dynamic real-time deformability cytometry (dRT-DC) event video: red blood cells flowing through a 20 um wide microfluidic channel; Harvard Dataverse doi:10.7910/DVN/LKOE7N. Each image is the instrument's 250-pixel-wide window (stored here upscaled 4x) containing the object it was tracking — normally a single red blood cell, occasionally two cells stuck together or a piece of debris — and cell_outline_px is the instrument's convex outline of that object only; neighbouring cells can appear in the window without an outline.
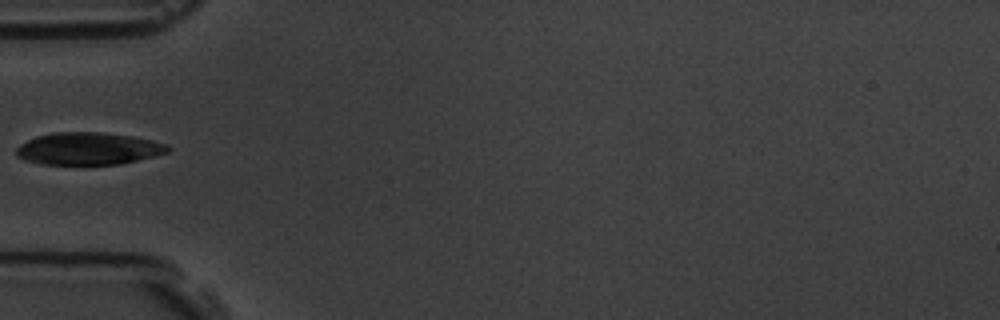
{"species": "common noctule bat (a hibernating species)", "species_latin": "Nyctalus noctula", "temperature_condition": "room temperature", "stored_images_in_passage": 4, "camera_frame_rate_fps": 3000, "um_per_image_px": 0.085, "animal": {"sex": "male", "body_mass_g": 19.5, "forearm_length_mm": 54.6}, "frame": {"image": 1, "passage_image": 4, "time_ms": 4.333, "image_size_px": [1000, 320], "cell_outline_px": [[172, 148], [168, 152], [120, 164], [40, 164], [24, 160], [16, 156], [16, 148], [20, 144], [36, 136], [52, 132], [104, 132], [132, 136], [152, 140], [168, 144]], "centroid_in_image_um": [7.49, 12.62], "position_along_channel_um": 77.5, "area_um2": 28.61}}